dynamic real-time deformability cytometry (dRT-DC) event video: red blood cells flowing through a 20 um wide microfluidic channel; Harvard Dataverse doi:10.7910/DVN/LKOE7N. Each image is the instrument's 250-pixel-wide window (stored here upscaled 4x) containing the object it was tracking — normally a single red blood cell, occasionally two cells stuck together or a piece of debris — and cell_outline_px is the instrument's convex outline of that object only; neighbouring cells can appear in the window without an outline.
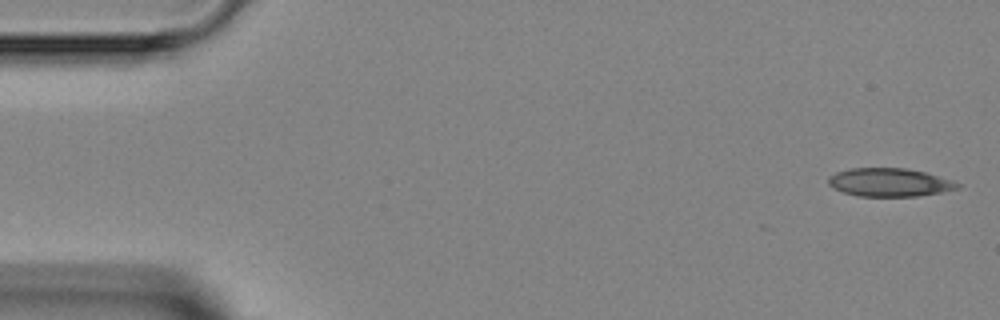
{"species": "Egyptian fruit bat (a non-hibernating species)", "species_latin": "Rousettus aegyptiacus", "temperature_condition": "room temperature", "stored_images_in_passage": 5, "camera_frame_rate_fps": 3000, "um_per_image_px": 0.085, "animal": {"sex": "female"}, "frame": {"image": 1, "passage_image": 1, "time_ms": 0.0, "image_size_px": [1000, 320], "cell_outline_px": [[960, 188], [920, 196], [856, 196], [832, 188], [828, 184], [828, 176], [836, 172], [852, 168], [904, 168], [924, 172], [952, 180], [960, 184]], "centroid_in_image_um": [75.58, 15.5], "position_along_channel_um": 9.4, "area_um2": 21.27}}
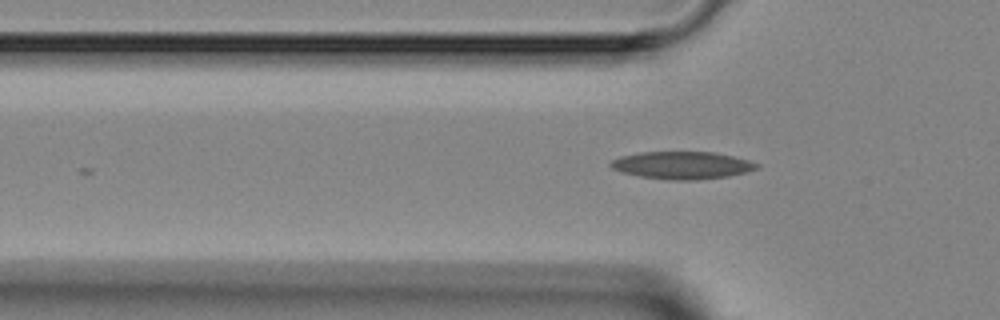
{"frame": {"image": 2, "passage_image": 5, "time_ms": 4.333, "image_size_px": [1000, 320], "cell_outline_px": [[760, 168], [748, 172], [728, 176], [696, 180], [668, 180], [640, 176], [620, 172], [612, 168], [608, 164], [612, 160], [620, 156], [640, 152], [716, 152], [748, 160], [760, 164]], "centroid_in_image_um": [57.99, 14.05], "position_along_channel_um": 67.8, "area_um2": 23.58}}